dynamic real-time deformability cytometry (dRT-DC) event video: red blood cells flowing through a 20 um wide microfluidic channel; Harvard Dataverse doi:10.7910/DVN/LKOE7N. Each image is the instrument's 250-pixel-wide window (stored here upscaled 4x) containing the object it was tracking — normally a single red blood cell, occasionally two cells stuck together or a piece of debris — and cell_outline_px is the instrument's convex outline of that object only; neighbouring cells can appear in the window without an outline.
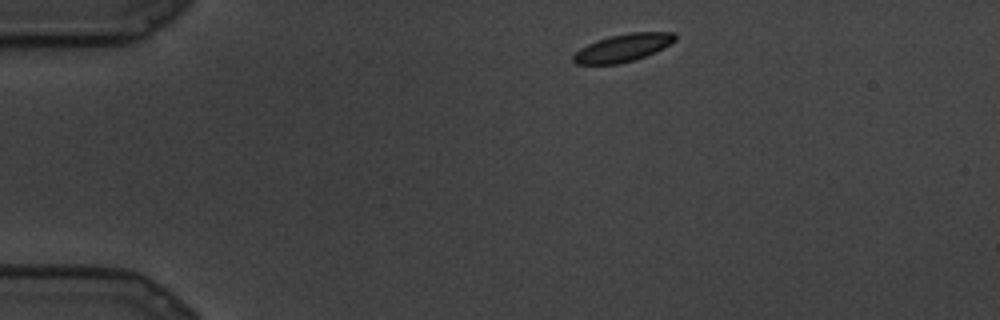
{"species": "common noctule bat (a hibernating species)", "species_latin": "Nyctalus noctula", "temperature_condition": "cold", "stored_images_in_passage": 9, "camera_frame_rate_fps": 3000, "um_per_image_px": 0.085, "animal": {"sex": "male", "body_mass_g": 19.5, "forearm_length_mm": 54.6}, "frame": {"image": 1, "passage_image": 1, "time_ms": 0.0, "image_size_px": [1000, 320], "cell_outline_px": [[676, 40], [644, 56], [632, 60], [616, 64], [576, 64], [572, 60], [572, 56], [580, 48], [596, 40], [628, 32], [676, 32]], "centroid_in_image_um": [52.91, 4.05], "position_along_channel_um": 32.1, "area_um2": 16.07}}
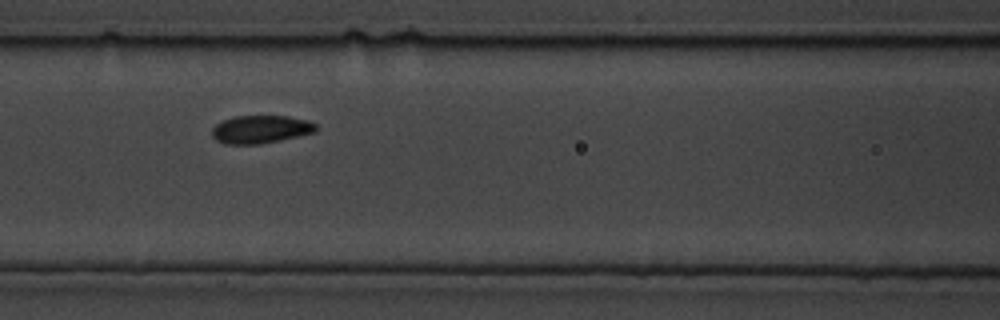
{"frame": {"image": 2, "passage_image": 8, "time_ms": 2.333, "image_size_px": [1000, 320], "cell_outline_px": [[316, 132], [280, 140], [260, 144], [224, 144], [216, 140], [212, 136], [212, 128], [216, 124], [224, 120], [236, 116], [288, 116], [308, 120], [316, 124]], "centroid_in_image_um": [22.15, 10.99], "position_along_channel_um": 144.4, "area_um2": 16.94}}